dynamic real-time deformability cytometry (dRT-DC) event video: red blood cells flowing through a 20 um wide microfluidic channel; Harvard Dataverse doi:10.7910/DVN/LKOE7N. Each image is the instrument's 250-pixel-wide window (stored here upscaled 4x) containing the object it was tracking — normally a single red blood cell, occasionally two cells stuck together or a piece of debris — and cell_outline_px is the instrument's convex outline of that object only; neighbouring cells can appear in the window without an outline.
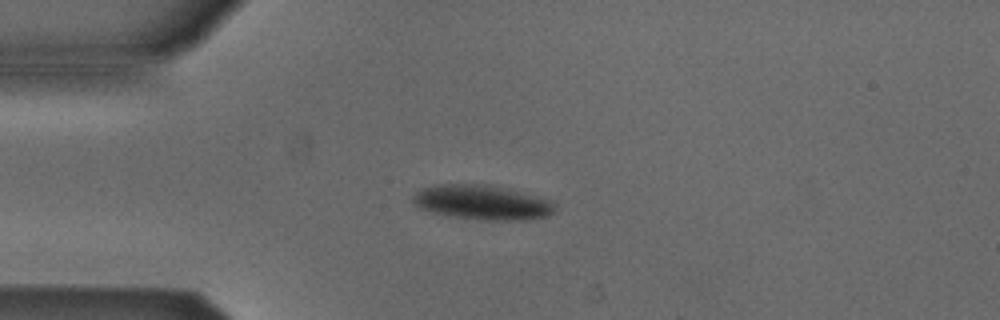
{"species": "Egyptian fruit bat (a non-hibernating species)", "species_latin": "Rousettus aegyptiacus", "temperature_condition": "cold", "stored_images_in_passage": 48, "camera_frame_rate_fps": 3000, "um_per_image_px": 0.085, "animal": {"sex": "male"}, "frame": {"image": 1, "passage_image": 8, "time_ms": 2.333, "image_size_px": [1000, 320], "cell_outline_px": [[556, 208], [548, 216], [524, 220], [484, 220], [444, 216], [420, 208], [412, 200], [412, 196], [416, 192], [424, 188], [440, 184], [488, 184], [508, 188], [552, 200]], "centroid_in_image_um": [41.0, 17.2], "position_along_channel_um": 44.0, "area_um2": 28.84}}
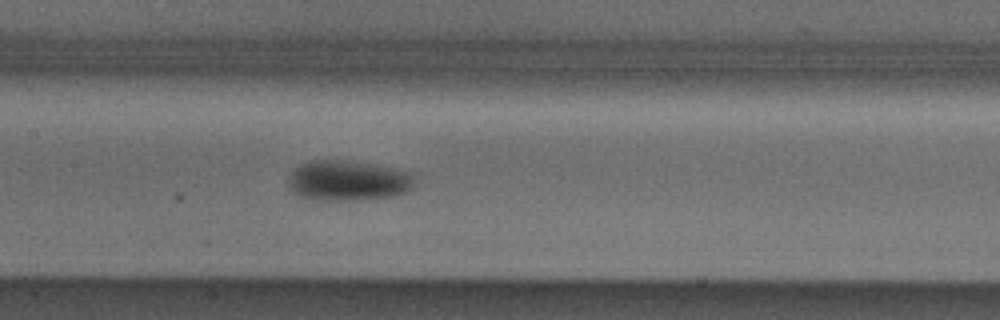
{"frame": {"image": 2, "passage_image": 20, "time_ms": 6.333, "image_size_px": [1000, 320], "cell_outline_px": [[416, 172], [412, 188], [408, 192], [392, 196], [356, 200], [308, 200], [292, 192], [288, 188], [288, 180], [292, 172], [300, 164], [308, 160], [344, 160]], "centroid_in_image_um": [29.57, 15.36], "position_along_channel_um": 177.8, "area_um2": 30.0}}
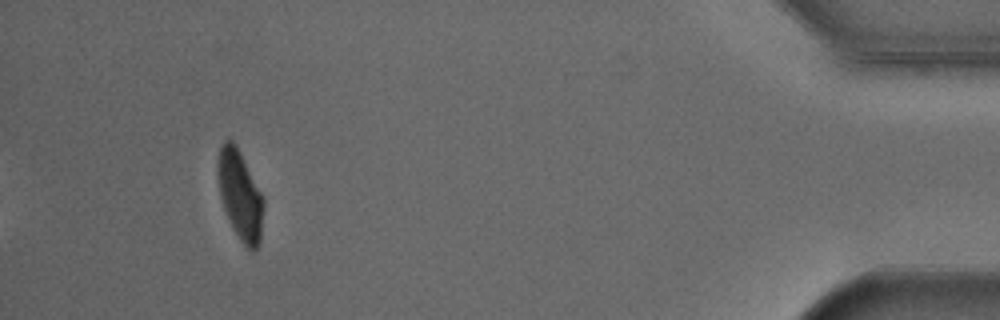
{"frame": {"image": 3, "passage_image": 44, "time_ms": 14.333, "image_size_px": [1000, 320], "cell_outline_px": [[264, 208], [260, 244], [252, 252], [240, 240], [232, 228], [224, 208], [220, 196], [216, 172], [216, 160], [220, 148], [224, 140], [232, 140], [236, 144], [264, 196]], "centroid_in_image_um": [20.41, 16.57], "position_along_channel_um": 414.8, "area_um2": 24.28}, "authors_computed_cell_mechanics": {"area_um2": 27.7729, "velocity_mm_per_s": 3.844, "shape_relaxation_time_tau1_ms": 2.636, "shape_relaxation_time_tau2_ms": 1.6068, "deformation_change_tau1": 0.1234, "deformation_change_tau2": 0.0423}}